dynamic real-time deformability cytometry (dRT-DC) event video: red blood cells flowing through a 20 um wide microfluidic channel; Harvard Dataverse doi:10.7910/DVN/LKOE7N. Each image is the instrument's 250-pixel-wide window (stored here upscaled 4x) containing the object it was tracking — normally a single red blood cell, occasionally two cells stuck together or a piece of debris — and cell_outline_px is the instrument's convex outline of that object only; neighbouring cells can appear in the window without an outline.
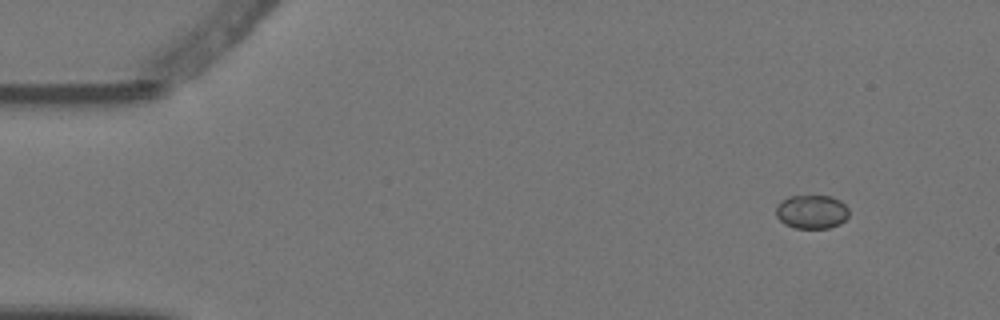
{"species": "Egyptian fruit bat (a non-hibernating species)", "species_latin": "Rousettus aegyptiacus", "temperature_condition": "warm", "stored_images_in_passage": 4, "camera_frame_rate_fps": 3000, "um_per_image_px": 0.085, "animal": {"sex": "female"}, "frame": {"image": 1, "passage_image": 1, "time_ms": 0.0, "image_size_px": [1000, 320], "cell_outline_px": [[848, 216], [840, 224], [828, 228], [796, 228], [784, 224], [776, 216], [776, 208], [780, 200], [788, 196], [832, 196], [840, 200], [848, 208]], "centroid_in_image_um": [68.98, 17.99], "position_along_channel_um": 16.0, "area_um2": 14.45}}
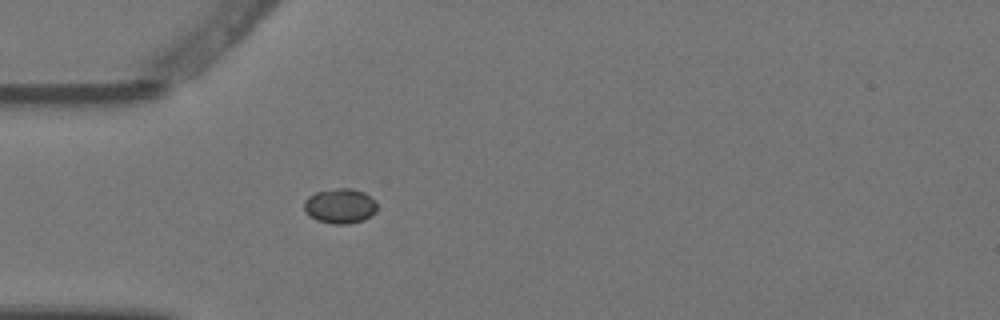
{"frame": {"image": 2, "passage_image": 4, "time_ms": 1.0, "image_size_px": [1000, 320], "cell_outline_px": [[376, 212], [372, 216], [364, 220], [348, 224], [332, 224], [316, 220], [304, 208], [304, 200], [308, 196], [316, 192], [336, 188], [352, 188], [364, 192], [376, 200]], "centroid_in_image_um": [28.94, 17.5], "position_along_channel_um": 56.1, "area_um2": 14.97}}